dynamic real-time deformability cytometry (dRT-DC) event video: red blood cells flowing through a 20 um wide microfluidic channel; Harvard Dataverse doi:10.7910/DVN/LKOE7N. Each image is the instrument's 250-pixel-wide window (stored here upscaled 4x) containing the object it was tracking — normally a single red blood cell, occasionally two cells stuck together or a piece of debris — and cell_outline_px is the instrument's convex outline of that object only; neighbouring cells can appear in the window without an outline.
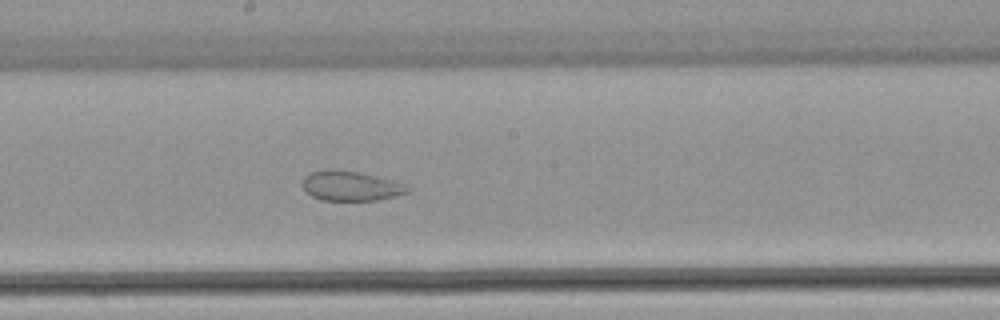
{"species": "common noctule bat (a hibernating species)", "species_latin": "Nyctalus noctula", "temperature_condition": "warm", "stored_images_in_passage": 32, "camera_frame_rate_fps": 3000, "um_per_image_px": 0.085, "animal": {"sex": "female", "body_mass_g": 22.7, "forearm_length_mm": 54.2}, "frame": {"image": 1, "passage_image": 13, "time_ms": 4.0, "image_size_px": [1000, 320], "cell_outline_px": [[412, 188], [408, 192], [396, 196], [376, 200], [320, 200], [312, 196], [304, 188], [304, 176], [308, 172], [324, 168], [360, 172], [396, 180], [408, 184]], "centroid_in_image_um": [29.87, 15.78], "position_along_channel_um": 218.3, "area_um2": 18.55}}
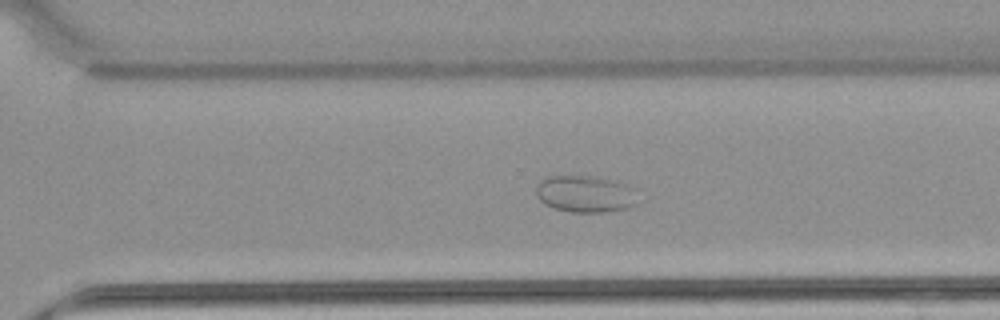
{"frame": {"image": 2, "passage_image": 21, "time_ms": 6.667, "image_size_px": [1000, 320], "cell_outline_px": [[636, 204], [628, 208], [608, 212], [572, 212], [556, 208], [540, 200], [536, 196], [536, 184], [544, 176], [596, 176], [616, 180], [632, 188]], "centroid_in_image_um": [49.71, 16.47], "position_along_channel_um": 320.9, "area_um2": 21.79}}
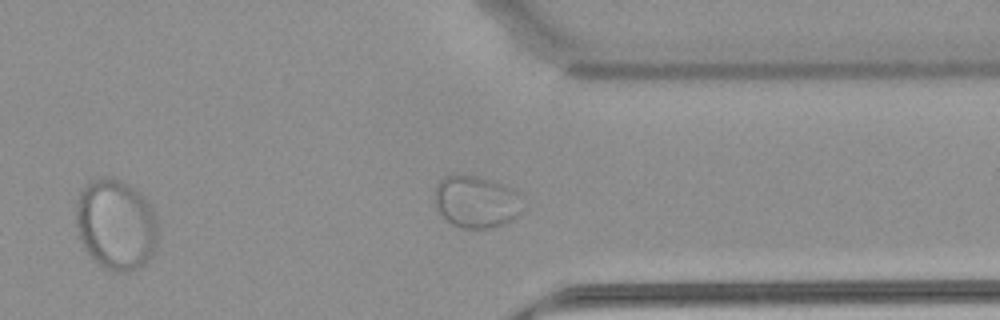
{"frame": {"image": 3, "passage_image": 25, "time_ms": 8.0, "image_size_px": [1000, 320], "cell_outline_px": [[520, 216], [504, 224], [492, 228], [460, 228], [452, 224], [436, 208], [432, 196], [436, 184], [444, 176], [476, 176], [492, 180], [512, 188], [520, 192]], "centroid_in_image_um": [40.46, 17.16], "position_along_channel_um": 370.9, "area_um2": 26.88}}